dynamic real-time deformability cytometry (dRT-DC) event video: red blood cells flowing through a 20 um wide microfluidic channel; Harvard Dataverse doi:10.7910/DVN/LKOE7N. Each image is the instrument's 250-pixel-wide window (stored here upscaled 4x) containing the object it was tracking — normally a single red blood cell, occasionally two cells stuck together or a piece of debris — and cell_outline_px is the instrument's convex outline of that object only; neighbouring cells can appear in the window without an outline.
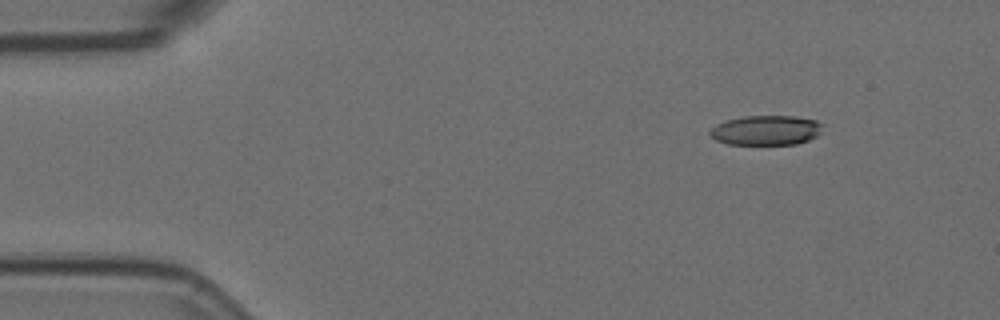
{"species": "Egyptian fruit bat (a non-hibernating species)", "species_latin": "Rousettus aegyptiacus", "temperature_condition": "room temperature", "stored_images_in_passage": 4, "camera_frame_rate_fps": 3000, "um_per_image_px": 0.085, "animal": {"sex": "female"}, "frame": {"image": 1, "passage_image": 2, "time_ms": 0.333, "image_size_px": [1000, 320], "cell_outline_px": [[820, 132], [816, 136], [808, 140], [796, 144], [728, 144], [716, 140], [708, 132], [716, 124], [728, 120], [744, 116], [796, 116], [816, 120], [820, 124]], "centroid_in_image_um": [65.1, 11.07], "position_along_channel_um": 19.9, "area_um2": 19.31}}